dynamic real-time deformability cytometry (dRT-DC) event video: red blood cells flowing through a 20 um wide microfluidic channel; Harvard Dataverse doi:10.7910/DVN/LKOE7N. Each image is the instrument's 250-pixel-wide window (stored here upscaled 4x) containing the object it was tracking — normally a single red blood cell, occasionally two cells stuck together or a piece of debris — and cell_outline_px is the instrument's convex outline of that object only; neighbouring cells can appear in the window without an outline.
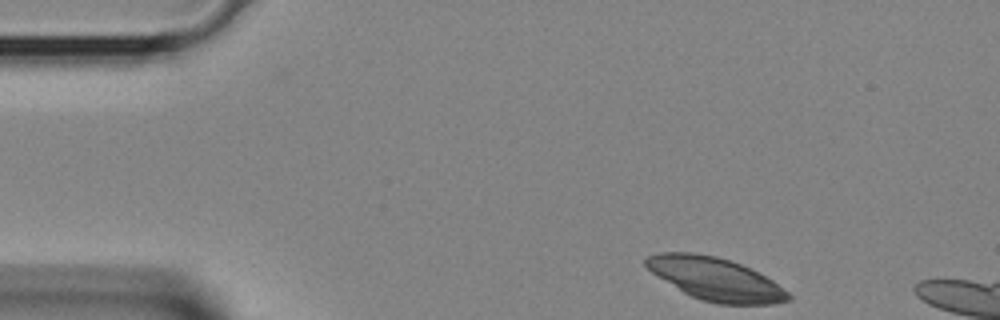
{"species": "Egyptian fruit bat (a non-hibernating species)", "species_latin": "Rousettus aegyptiacus", "temperature_condition": "room temperature", "stored_images_in_passage": 35, "camera_frame_rate_fps": 3000, "um_per_image_px": 0.085, "animal": {"sex": "female"}, "frame": {"image": 1, "passage_image": 1, "time_ms": 0.0, "image_size_px": [1000, 320], "cell_outline_px": [[792, 300], [776, 304], [716, 304], [700, 300], [684, 292], [652, 272], [644, 264], [644, 260], [648, 256], [660, 252], [692, 252], [716, 256], [740, 264], [772, 280], [788, 292], [792, 296]], "centroid_in_image_um": [60.83, 23.72], "position_along_channel_um": 24.2, "area_um2": 35.2}}